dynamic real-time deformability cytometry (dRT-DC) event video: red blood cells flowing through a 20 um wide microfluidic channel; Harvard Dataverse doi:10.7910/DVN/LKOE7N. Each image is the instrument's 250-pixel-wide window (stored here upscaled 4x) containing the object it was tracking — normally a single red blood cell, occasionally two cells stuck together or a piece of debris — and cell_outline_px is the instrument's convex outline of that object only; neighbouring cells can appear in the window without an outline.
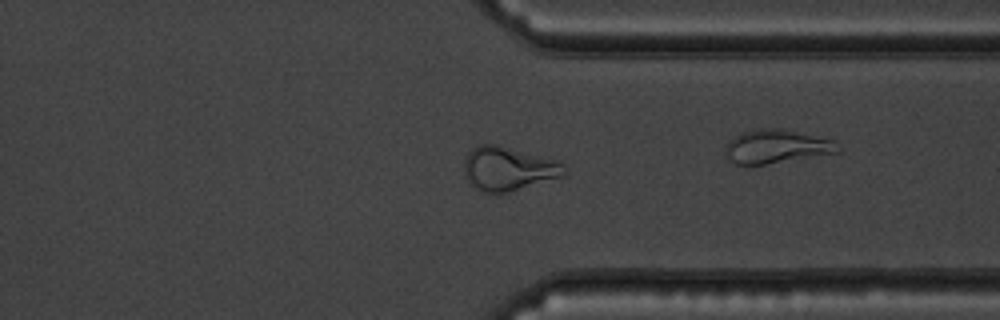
{"species": "common noctule bat (a hibernating species)", "species_latin": "Nyctalus noctula", "temperature_condition": "warm", "stored_images_in_passage": 46, "camera_frame_rate_fps": 3000, "um_per_image_px": 0.085, "animal": {"sex": "male", "body_mass_g": 19.5, "forearm_length_mm": 54.6}, "frame": {"image": 1, "passage_image": 33, "time_ms": 10.667, "image_size_px": [1000, 320], "cell_outline_px": [[568, 172], [564, 176], [508, 192], [484, 192], [472, 184], [468, 180], [464, 172], [464, 160], [468, 152], [476, 144], [492, 144], [560, 160], [564, 164]], "centroid_in_image_um": [43.24, 14.32], "position_along_channel_um": 368.2, "area_um2": 25.49}}
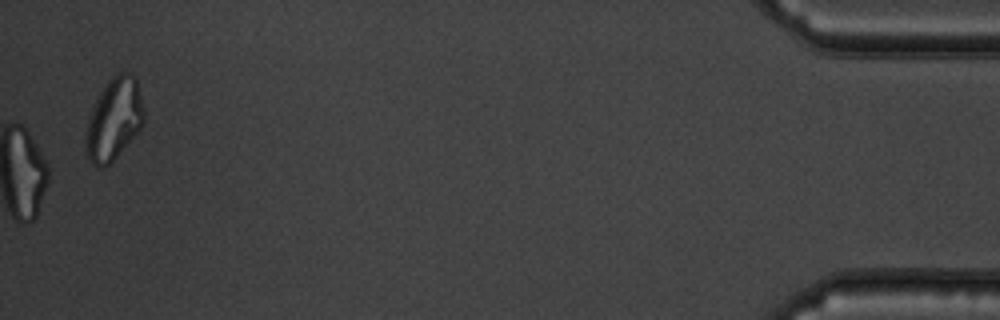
{"frame": {"image": 2, "passage_image": 46, "time_ms": 15.0, "image_size_px": [1000, 320], "cell_outline_px": [[144, 120], [140, 128], [116, 156], [104, 168], [96, 168], [88, 160], [84, 148], [84, 136], [88, 120], [92, 108], [100, 92], [108, 80], [116, 72], [132, 72], [136, 76], [144, 108]], "centroid_in_image_um": [9.66, 10.11], "position_along_channel_um": 425.5, "area_um2": 27.98}, "authors_computed_cell_mechanics": {"area_um2": 25.8366, "velocity_mm_per_s": 3.7535, "shape_relaxation_time_tau1_ms": null, "shape_relaxation_time_tau2_ms": 1.6264, "deformation_change_tau1": null, "deformation_change_tau2": 0.0978}}